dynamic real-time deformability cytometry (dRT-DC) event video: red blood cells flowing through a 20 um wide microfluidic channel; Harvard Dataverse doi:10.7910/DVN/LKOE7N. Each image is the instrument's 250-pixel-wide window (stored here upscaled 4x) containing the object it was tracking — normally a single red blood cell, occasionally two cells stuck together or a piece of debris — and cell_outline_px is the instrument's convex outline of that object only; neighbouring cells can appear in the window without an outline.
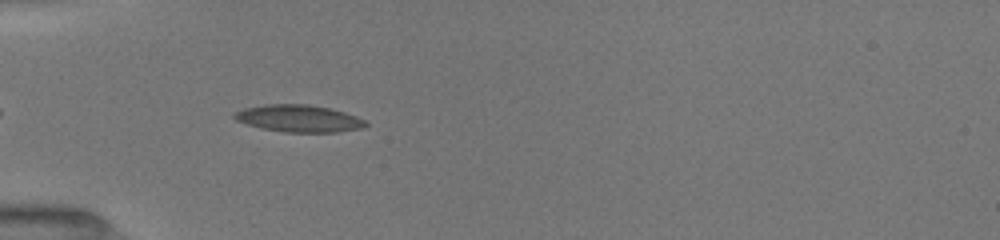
{"species": "common noctule bat (a hibernating species)", "species_latin": "Nyctalus noctula", "temperature_condition": "room temperature", "stored_images_in_passage": 39, "camera_frame_rate_fps": 3000, "um_per_image_px": 0.085, "animal": {"sex": "female", "body_mass_g": 19.5, "forearm_length_mm": 54.1}, "frame": {"image": 1, "passage_image": 4, "time_ms": 1.0, "image_size_px": [1000, 240], "cell_outline_px": [[368, 124], [364, 128], [336, 132], [284, 132], [260, 128], [236, 120], [232, 116], [232, 112], [244, 108], [264, 104], [308, 104], [332, 108], [356, 116], [364, 120]], "centroid_in_image_um": [25.38, 10.06], "position_along_channel_um": 59.6, "area_um2": 20.92}}
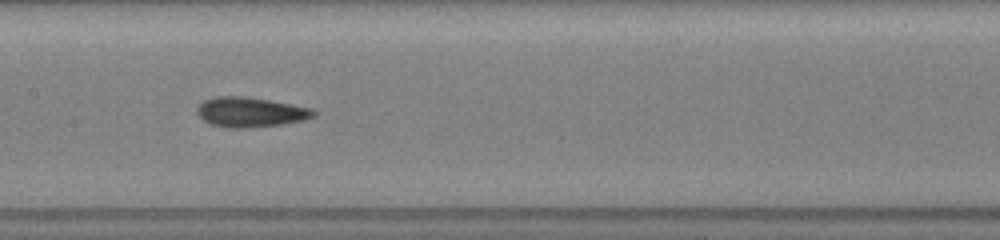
{"frame": {"image": 2, "passage_image": 14, "time_ms": 4.333, "image_size_px": [1000, 240], "cell_outline_px": [[316, 116], [304, 120], [284, 124], [248, 128], [228, 128], [208, 124], [196, 112], [196, 108], [204, 100], [216, 96], [240, 96], [268, 100], [312, 108], [316, 112]], "centroid_in_image_um": [21.28, 9.54], "position_along_channel_um": 186.1, "area_um2": 20.35}}
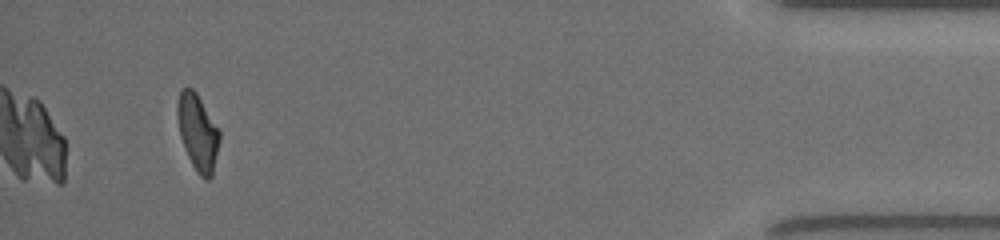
{"frame": {"image": 3, "passage_image": 36, "time_ms": 11.667, "image_size_px": [1000, 240], "cell_outline_px": [[220, 140], [212, 176], [208, 180], [204, 180], [196, 172], [184, 148], [180, 136], [176, 116], [176, 108], [180, 88], [192, 88], [196, 92], [220, 132]], "centroid_in_image_um": [16.79, 11.26], "position_along_channel_um": 418.4, "area_um2": 18.79}, "authors_computed_cell_mechanics": {"area_um2": 19.3052, "velocity_mm_per_s": 4.0158, "shape_relaxation_time_tau1_ms": 6.8317, "shape_relaxation_time_tau2_ms": 1.932, "deformation_change_tau1": 0.1657, "deformation_change_tau2": 0.0788}}